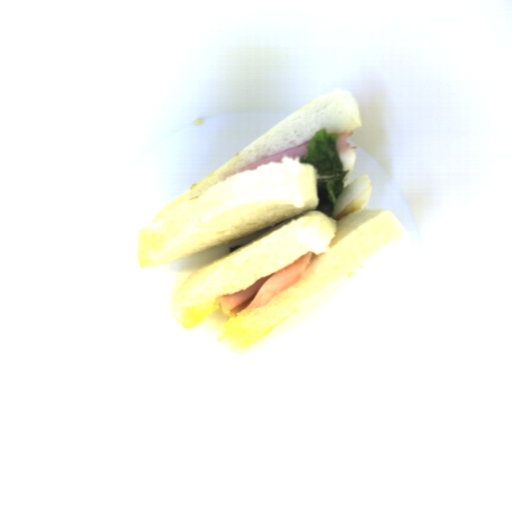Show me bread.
Returning <instances> with one entry per match:
<instances>
[{"label":"bread","mask_w":512,"mask_h":512,"mask_svg":"<svg viewBox=\"0 0 512 512\" xmlns=\"http://www.w3.org/2000/svg\"><path fill=\"white\" fill-rule=\"evenodd\" d=\"M354 96L335 88L302 106L197 184L176 196L144 226L137 239L141 268H153L195 255L268 227V231L204 264L176 289L170 302L183 328L190 329L220 310L218 297L246 290L303 255L314 259L293 286L258 309L240 311L222 327L217 340L237 348L254 344L315 297L354 276L410 237L396 214L367 209L369 175L345 186L333 204V217L316 210L319 179L302 156L234 174L244 166L328 134L361 127Z\"/></svg>","instance_id":"bread-1"},{"label":"bread","mask_w":512,"mask_h":512,"mask_svg":"<svg viewBox=\"0 0 512 512\" xmlns=\"http://www.w3.org/2000/svg\"><path fill=\"white\" fill-rule=\"evenodd\" d=\"M341 163L343 165V172L347 171L344 180H347L352 173L353 167L356 162L357 152L356 149L347 152H337Z\"/></svg>","instance_id":"bread-2"}]
</instances>
